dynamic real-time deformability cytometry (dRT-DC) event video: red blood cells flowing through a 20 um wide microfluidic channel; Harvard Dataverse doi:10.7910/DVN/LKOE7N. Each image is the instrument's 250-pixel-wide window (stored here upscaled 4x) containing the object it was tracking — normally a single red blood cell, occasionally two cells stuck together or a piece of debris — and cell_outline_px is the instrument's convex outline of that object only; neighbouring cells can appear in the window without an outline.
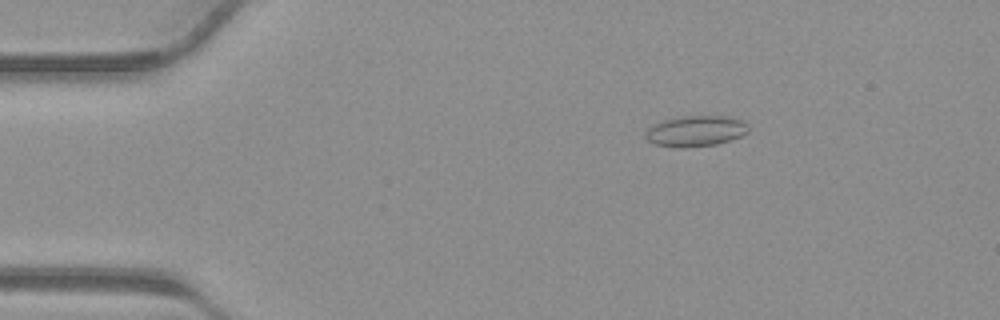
{"species": "common noctule bat (a hibernating species)", "species_latin": "Nyctalus noctula", "temperature_condition": "warm", "stored_images_in_passage": 40, "camera_frame_rate_fps": 3000, "um_per_image_px": 0.085, "animal": {"sex": "male", "body_mass_g": 23.1, "forearm_length_mm": 52.7}, "frame": {"image": 1, "passage_image": 7, "time_ms": 2.0, "image_size_px": [1000, 320], "cell_outline_px": [[748, 132], [732, 140], [716, 144], [688, 148], [680, 148], [656, 144], [648, 140], [644, 136], [644, 132], [648, 128], [664, 120], [684, 116], [728, 116], [744, 120], [748, 124]], "centroid_in_image_um": [59.17, 11.14], "position_along_channel_um": 25.8, "area_um2": 18.55}}
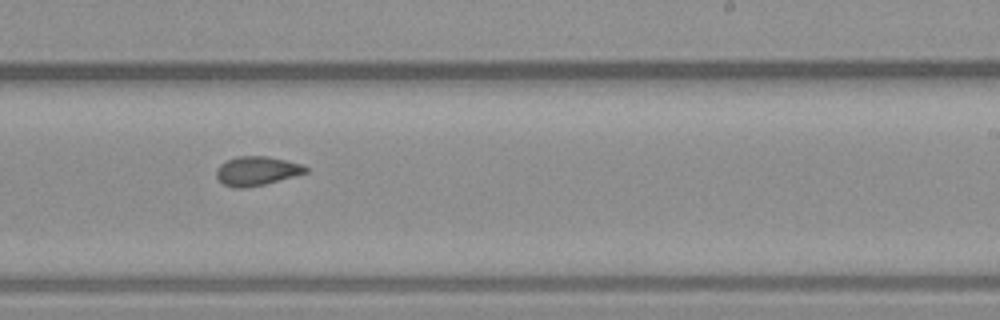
{"frame": {"image": 2, "passage_image": 25, "time_ms": 8.0, "image_size_px": [1000, 320], "cell_outline_px": [[308, 172], [264, 184], [244, 188], [232, 188], [224, 184], [216, 176], [216, 168], [220, 164], [236, 156], [268, 156], [304, 164], [308, 168]], "centroid_in_image_um": [21.82, 14.52], "position_along_channel_um": 267.2, "area_um2": 15.14}}
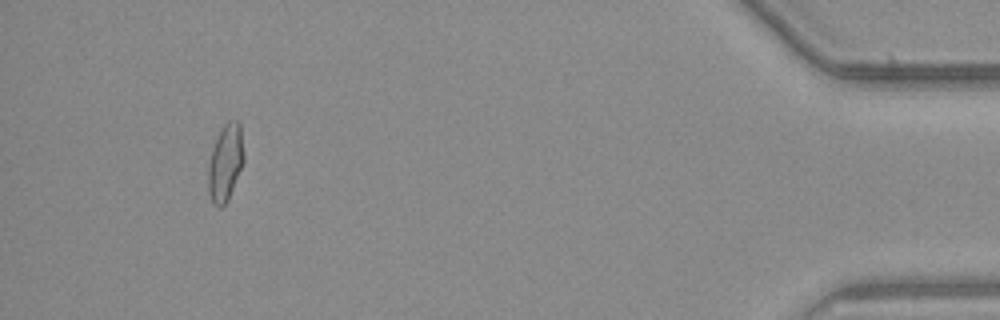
{"frame": {"image": 3, "passage_image": 38, "time_ms": 12.333, "image_size_px": [1000, 320], "cell_outline_px": [[244, 160], [228, 200], [220, 208], [212, 204], [208, 192], [208, 164], [212, 148], [224, 124], [228, 120], [240, 120], [244, 152]], "centroid_in_image_um": [19.16, 13.82], "position_along_channel_um": 416.0, "area_um2": 16.07}}